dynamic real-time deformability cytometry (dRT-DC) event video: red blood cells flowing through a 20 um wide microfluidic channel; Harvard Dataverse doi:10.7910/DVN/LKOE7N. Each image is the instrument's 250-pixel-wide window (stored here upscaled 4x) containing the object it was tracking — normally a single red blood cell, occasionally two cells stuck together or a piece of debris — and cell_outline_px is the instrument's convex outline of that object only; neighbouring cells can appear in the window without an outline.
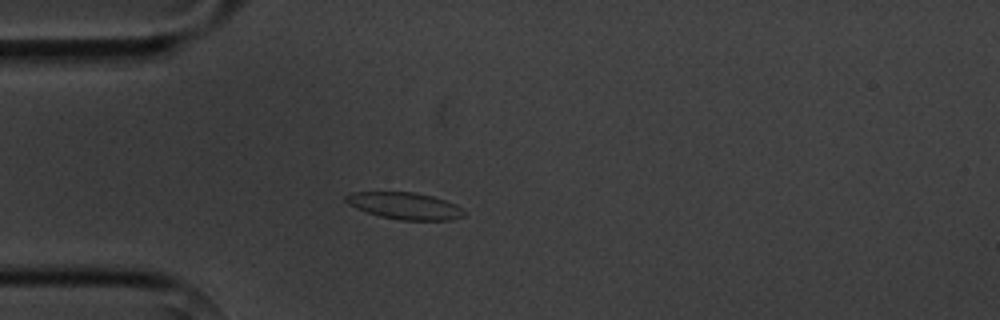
{"species": "common noctule bat (a hibernating species)", "species_latin": "Nyctalus noctula", "temperature_condition": "cold", "stored_images_in_passage": 5, "camera_frame_rate_fps": 3000, "um_per_image_px": 0.085, "animal": {"sex": "male", "body_mass_g": 20.1, "forearm_length_mm": 53.5}, "frame": {"image": 1, "passage_image": 4, "time_ms": 3.667, "image_size_px": [1000, 320], "cell_outline_px": [[464, 216], [452, 220], [400, 220], [380, 216], [356, 208], [348, 204], [344, 200], [344, 196], [352, 192], [416, 192], [432, 196], [456, 204], [464, 212]], "centroid_in_image_um": [34.39, 17.49], "position_along_channel_um": 50.6, "area_um2": 18.44}}